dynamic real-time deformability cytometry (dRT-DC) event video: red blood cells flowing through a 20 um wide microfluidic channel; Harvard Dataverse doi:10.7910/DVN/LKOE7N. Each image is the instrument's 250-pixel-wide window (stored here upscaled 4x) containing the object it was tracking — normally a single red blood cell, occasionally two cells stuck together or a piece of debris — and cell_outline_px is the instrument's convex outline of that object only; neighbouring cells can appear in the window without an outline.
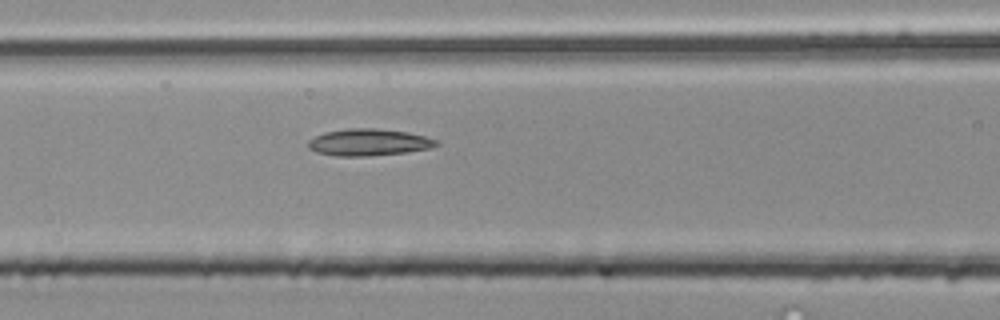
{"species": "common noctule bat (a hibernating species)", "species_latin": "Nyctalus noctula", "temperature_condition": "room temperature", "stored_images_in_passage": 6, "segment_of_instrument_passage": [1, 2], "camera_frame_rate_fps": 3000, "um_per_image_px": 0.085, "animal": {"sex": "male", "body_mass_g": 20.4}, "frame": {"image": 1, "passage_image": 5, "time_ms": 1.333, "image_size_px": [1000, 320], "cell_outline_px": [[440, 144], [432, 148], [408, 152], [372, 156], [336, 156], [316, 152], [308, 148], [308, 140], [324, 132], [348, 128], [372, 128], [408, 132], [440, 140]], "centroid_in_image_um": [31.37, 12.1], "position_along_channel_um": 135.2, "area_um2": 20.29}}